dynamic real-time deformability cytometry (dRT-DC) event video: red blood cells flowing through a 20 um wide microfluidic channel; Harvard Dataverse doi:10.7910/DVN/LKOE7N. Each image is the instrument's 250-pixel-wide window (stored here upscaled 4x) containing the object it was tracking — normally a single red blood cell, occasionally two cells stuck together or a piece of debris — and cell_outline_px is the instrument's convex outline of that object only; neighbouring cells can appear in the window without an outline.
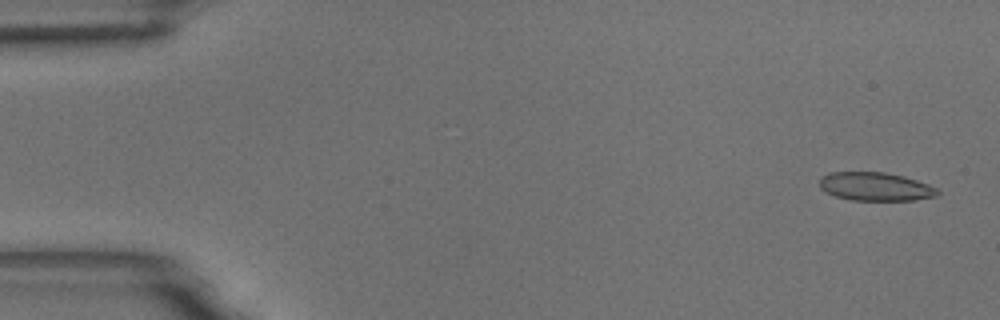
{"species": "common noctule bat (a hibernating species)", "species_latin": "Nyctalus noctula", "temperature_condition": "room temperature", "stored_images_in_passage": 59, "camera_frame_rate_fps": 3000, "um_per_image_px": 0.085, "animal": {"sex": "male", "body_mass_g": 18.8}, "frame": {"image": 1, "passage_image": 3, "time_ms": 0.667, "image_size_px": [1000, 320], "cell_outline_px": [[940, 192], [936, 196], [916, 200], [852, 200], [836, 196], [824, 192], [820, 188], [820, 176], [828, 172], [884, 172], [904, 176], [928, 184], [936, 188]], "centroid_in_image_um": [74.39, 15.85], "position_along_channel_um": 10.6, "area_um2": 19.65}}
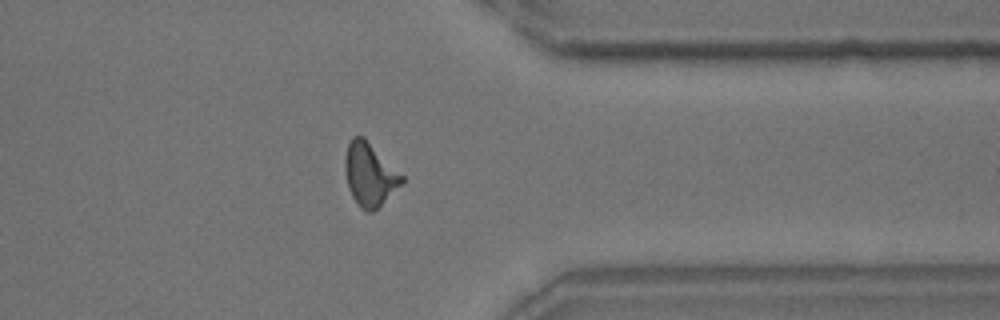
{"frame": {"image": 2, "passage_image": 47, "time_ms": 15.333, "image_size_px": [1000, 320], "cell_outline_px": [[404, 180], [372, 212], [368, 212], [360, 208], [352, 196], [348, 188], [344, 168], [344, 160], [348, 144], [352, 136], [364, 136], [404, 176]], "centroid_in_image_um": [31.39, 14.79], "position_along_channel_um": 380.0, "area_um2": 20.63}}
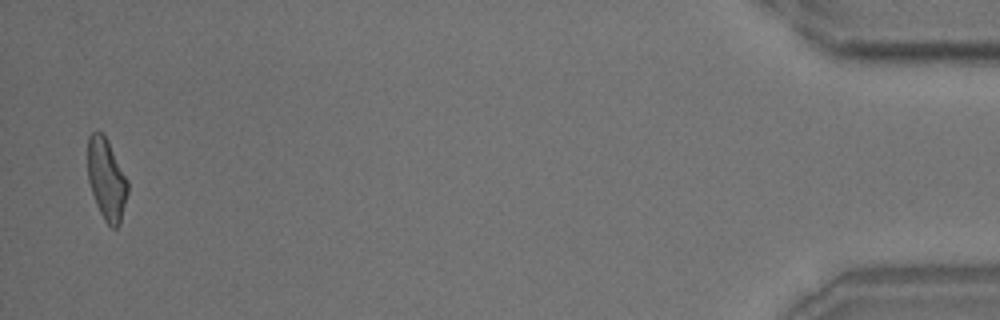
{"frame": {"image": 3, "passage_image": 58, "time_ms": 19.0, "image_size_px": [1000, 320], "cell_outline_px": [[128, 192], [120, 224], [116, 228], [112, 228], [104, 220], [96, 204], [88, 180], [88, 136], [96, 128], [108, 140], [128, 180]], "centroid_in_image_um": [9.06, 15.23], "position_along_channel_um": 426.1, "area_um2": 19.07}, "authors_computed_cell_mechanics": {"area_um2": 20.1722, "velocity_mm_per_s": 3.4398, "shape_relaxation_time_tau1_ms": 8.4787, "shape_relaxation_time_tau2_ms": 1.6382, "deformation_change_tau1": 0.1704, "deformation_change_tau2": 0.0874}}